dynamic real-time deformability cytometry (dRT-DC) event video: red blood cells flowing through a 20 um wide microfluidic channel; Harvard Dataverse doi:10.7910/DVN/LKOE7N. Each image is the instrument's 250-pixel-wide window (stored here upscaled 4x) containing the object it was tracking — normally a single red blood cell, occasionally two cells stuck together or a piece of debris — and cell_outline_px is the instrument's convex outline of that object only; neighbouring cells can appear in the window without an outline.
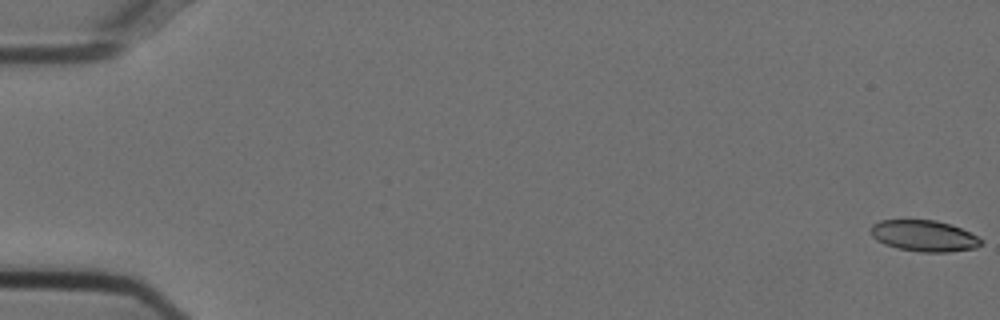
{"species": "Egyptian fruit bat (a non-hibernating species)", "species_latin": "Rousettus aegyptiacus", "temperature_condition": "cold", "stored_images_in_passage": 55, "camera_frame_rate_fps": 3000, "um_per_image_px": 0.085, "animal": {"sex": "female"}, "frame": {"image": 1, "passage_image": 1, "time_ms": 0.0, "image_size_px": [1000, 320], "cell_outline_px": [[984, 240], [976, 248], [948, 252], [920, 252], [896, 248], [884, 244], [876, 240], [872, 236], [872, 224], [880, 220], [936, 220], [960, 228]], "centroid_in_image_um": [78.53, 20.05], "position_along_channel_um": 6.5, "area_um2": 19.94}}
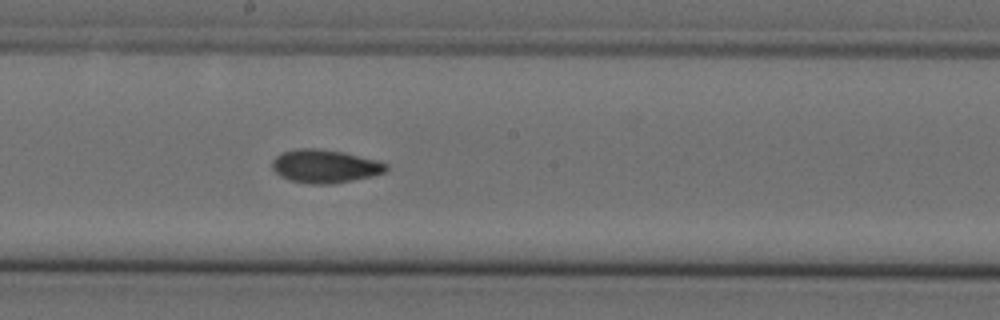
{"frame": {"image": 2, "passage_image": 31, "time_ms": 10.0, "image_size_px": [1000, 320], "cell_outline_px": [[388, 168], [384, 172], [372, 176], [332, 184], [308, 184], [288, 180], [280, 176], [272, 168], [272, 160], [276, 156], [284, 152], [296, 148], [316, 148], [344, 152], [376, 160], [388, 164]], "centroid_in_image_um": [27.6, 14.13], "position_along_channel_um": 220.6, "area_um2": 22.14}}
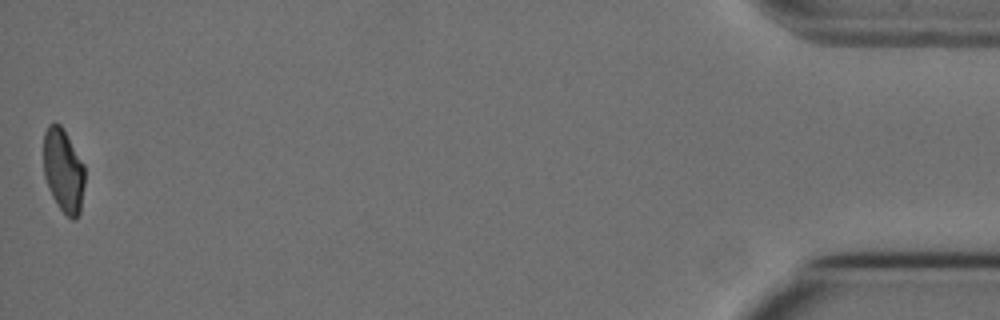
{"frame": {"image": 3, "passage_image": 55, "time_ms": 18.0, "image_size_px": [1000, 320], "cell_outline_px": [[84, 184], [80, 212], [76, 220], [72, 220], [60, 208], [52, 196], [44, 176], [44, 132], [48, 124], [60, 124], [84, 164]], "centroid_in_image_um": [5.39, 14.51], "position_along_channel_um": 429.8, "area_um2": 19.88}, "authors_computed_cell_mechanics": {"area_um2": 21.2126, "velocity_mm_per_s": 3.7475, "shape_relaxation_time_tau1_ms": null, "shape_relaxation_time_tau2_ms": 3.247, "deformation_change_tau1": null, "deformation_change_tau2": 0.0849}}